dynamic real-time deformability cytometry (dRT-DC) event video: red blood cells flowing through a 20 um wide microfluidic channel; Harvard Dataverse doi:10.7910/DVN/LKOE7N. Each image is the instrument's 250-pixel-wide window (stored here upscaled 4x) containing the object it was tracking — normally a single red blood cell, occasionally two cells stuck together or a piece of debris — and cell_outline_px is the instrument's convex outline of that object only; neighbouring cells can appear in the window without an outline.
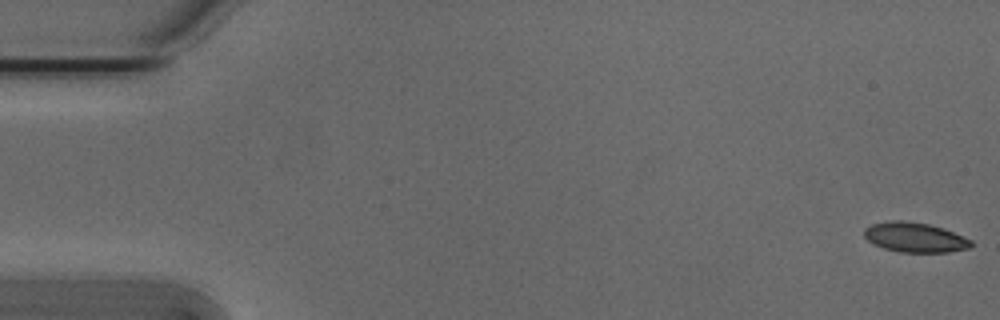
{"species": "Egyptian fruit bat (a non-hibernating species)", "species_latin": "Rousettus aegyptiacus", "temperature_condition": "cold", "stored_images_in_passage": 54, "camera_frame_rate_fps": 3000, "um_per_image_px": 0.085, "animal": {"sex": "male"}, "frame": {"image": 1, "passage_image": 1, "time_ms": 0.0, "image_size_px": [1000, 320], "cell_outline_px": [[972, 248], [948, 252], [900, 252], [884, 248], [872, 244], [864, 236], [864, 228], [872, 224], [892, 220], [900, 220], [928, 224], [944, 228], [972, 240]], "centroid_in_image_um": [77.77, 20.18], "position_along_channel_um": 7.2, "area_um2": 18.61}}
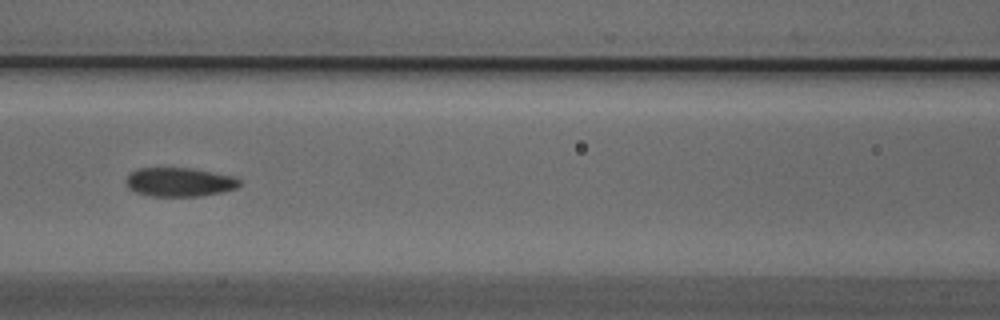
{"frame": {"image": 2, "passage_image": 24, "time_ms": 7.667, "image_size_px": [1000, 320], "cell_outline_px": [[240, 184], [236, 188], [220, 192], [200, 196], [152, 196], [136, 192], [128, 188], [124, 180], [136, 168], [192, 168], [236, 176], [240, 180]], "centroid_in_image_um": [15.25, 15.47], "position_along_channel_um": 151.3, "area_um2": 19.19}}
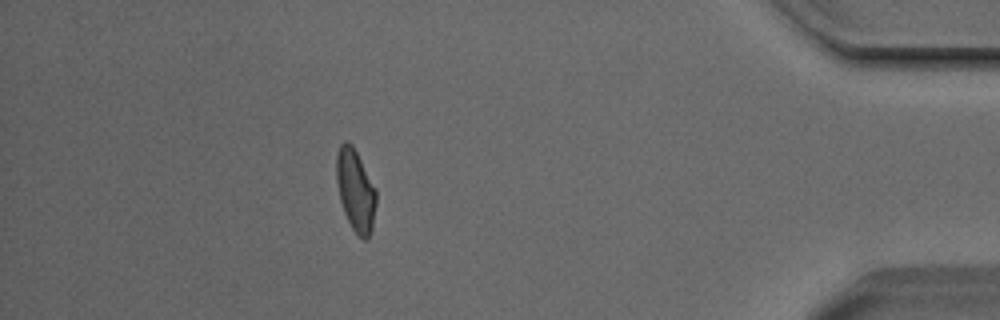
{"frame": {"image": 3, "passage_image": 48, "time_ms": 15.667, "image_size_px": [1000, 320], "cell_outline_px": [[376, 204], [372, 228], [368, 236], [364, 240], [352, 228], [344, 212], [340, 200], [336, 180], [336, 156], [340, 144], [344, 140], [348, 140], [352, 144], [376, 188]], "centroid_in_image_um": [30.21, 16.13], "position_along_channel_um": 405.0, "area_um2": 18.9}, "authors_computed_cell_mechanics": {"area_um2": 19.1318, "velocity_mm_per_s": 3.8031, "shape_relaxation_time_tau1_ms": 7.1683, "shape_relaxation_time_tau2_ms": 2.3682, "deformation_change_tau1": 0.1569, "deformation_change_tau2": 0.0659}}